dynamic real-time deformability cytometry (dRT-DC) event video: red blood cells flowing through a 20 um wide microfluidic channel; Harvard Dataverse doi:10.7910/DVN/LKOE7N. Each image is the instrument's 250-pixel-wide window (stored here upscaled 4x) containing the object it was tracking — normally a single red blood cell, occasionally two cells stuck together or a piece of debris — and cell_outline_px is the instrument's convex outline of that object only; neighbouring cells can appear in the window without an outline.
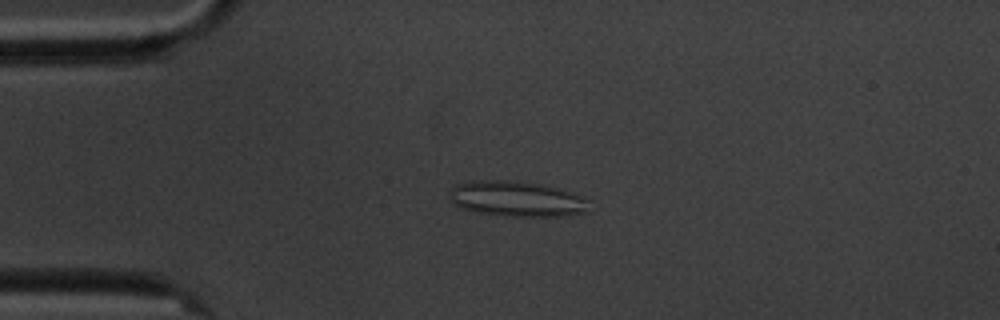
{"species": "common noctule bat (a hibernating species)", "species_latin": "Nyctalus noctula", "temperature_condition": "cold", "stored_images_in_passage": 4, "camera_frame_rate_fps": 3000, "um_per_image_px": 0.085, "animal": {"sex": "male", "body_mass_g": 20.1, "forearm_length_mm": 53.5}, "frame": {"image": 1, "passage_image": 3, "time_ms": 2.333, "image_size_px": [1000, 320], "cell_outline_px": [[588, 212], [556, 216], [516, 216], [476, 212], [464, 208], [456, 204], [448, 196], [452, 188], [456, 184], [468, 180], [508, 180], [540, 184], [556, 188], [580, 196], [588, 200]], "centroid_in_image_um": [43.89, 16.89], "position_along_channel_um": 41.1, "area_um2": 28.38}}